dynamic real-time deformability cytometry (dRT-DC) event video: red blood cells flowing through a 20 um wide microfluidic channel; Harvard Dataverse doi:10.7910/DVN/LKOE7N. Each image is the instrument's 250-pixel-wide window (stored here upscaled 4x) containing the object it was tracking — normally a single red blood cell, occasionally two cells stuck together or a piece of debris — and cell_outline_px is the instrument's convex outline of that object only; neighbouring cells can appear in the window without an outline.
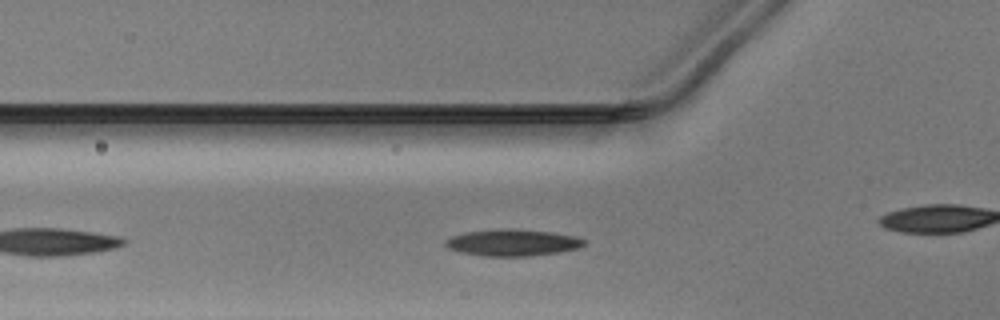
{"species": "Egyptian fruit bat (a non-hibernating species)", "species_latin": "Rousettus aegyptiacus", "temperature_condition": "warm", "stored_images_in_passage": 31, "camera_frame_rate_fps": 3000, "um_per_image_px": 0.085, "animal": {"sex": "male"}, "frame": {"image": 1, "passage_image": 6, "time_ms": 1.667, "image_size_px": [1000, 320], "cell_outline_px": [[584, 244], [580, 248], [556, 252], [528, 256], [484, 256], [460, 252], [448, 248], [444, 244], [444, 240], [452, 236], [464, 232], [500, 228], [512, 228], [552, 232], [572, 236], [584, 240]], "centroid_in_image_um": [43.5, 20.61], "position_along_channel_um": 82.3, "area_um2": 21.5}}
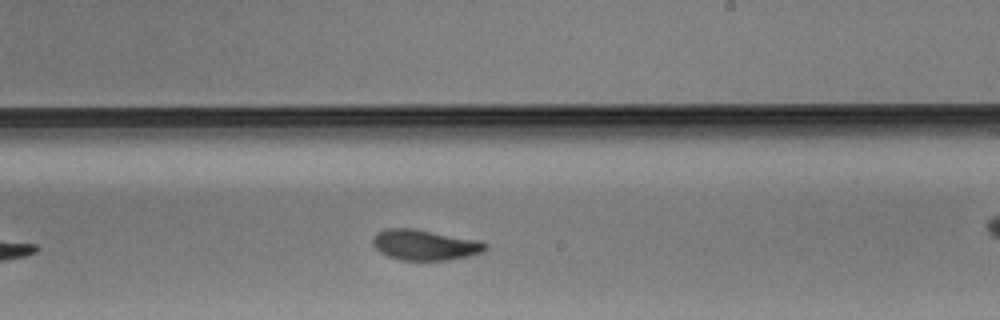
{"frame": {"image": 2, "passage_image": 19, "time_ms": 6.0, "image_size_px": [1000, 320], "cell_outline_px": [[488, 248], [484, 252], [468, 256], [448, 260], [400, 260], [388, 256], [380, 252], [372, 244], [372, 236], [376, 232], [384, 228], [416, 228], [484, 240], [488, 244]], "centroid_in_image_um": [36.15, 20.79], "position_along_channel_um": 252.8, "area_um2": 20.69}}
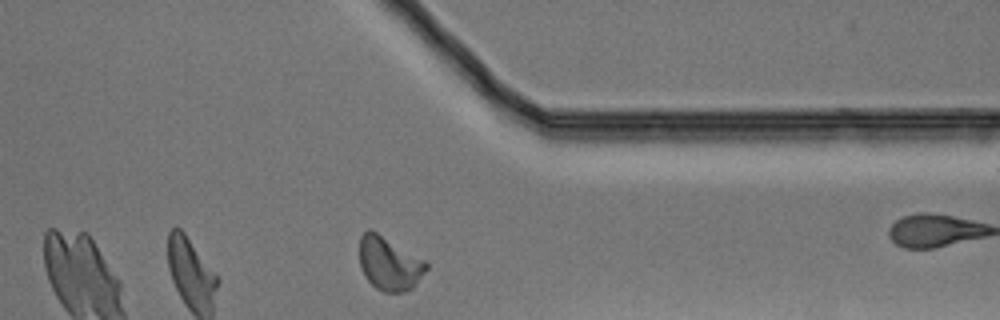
{"frame": {"image": 3, "passage_image": 29, "time_ms": 9.333, "image_size_px": [1000, 320], "cell_outline_px": [[428, 268], [412, 288], [404, 292], [384, 292], [376, 288], [364, 276], [360, 264], [360, 236], [368, 228], [376, 232], [424, 260], [428, 264]], "centroid_in_image_um": [33.07, 22.41], "position_along_channel_um": 378.3, "area_um2": 20.52}}